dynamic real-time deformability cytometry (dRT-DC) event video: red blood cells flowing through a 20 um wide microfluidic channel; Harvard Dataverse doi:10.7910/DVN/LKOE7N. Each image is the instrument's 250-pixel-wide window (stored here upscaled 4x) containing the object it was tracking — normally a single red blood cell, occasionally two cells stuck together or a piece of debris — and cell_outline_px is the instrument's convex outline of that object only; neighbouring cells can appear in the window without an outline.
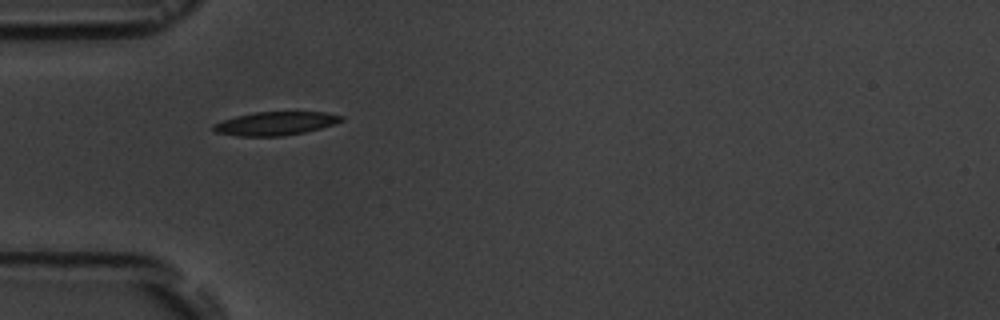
{"species": "common noctule bat (a hibernating species)", "species_latin": "Nyctalus noctula", "temperature_condition": "room temperature", "stored_images_in_passage": 6, "camera_frame_rate_fps": 3000, "um_per_image_px": 0.085, "animal": {"sex": "male", "body_mass_g": 19.5, "forearm_length_mm": 54.6}, "frame": {"image": 1, "passage_image": 5, "time_ms": 5.333, "image_size_px": [1000, 320], "cell_outline_px": [[344, 120], [320, 128], [304, 132], [280, 136], [236, 136], [216, 132], [212, 128], [212, 124], [236, 116], [256, 112], [324, 112], [344, 116]], "centroid_in_image_um": [23.4, 10.49], "position_along_channel_um": 61.6, "area_um2": 17.34}}
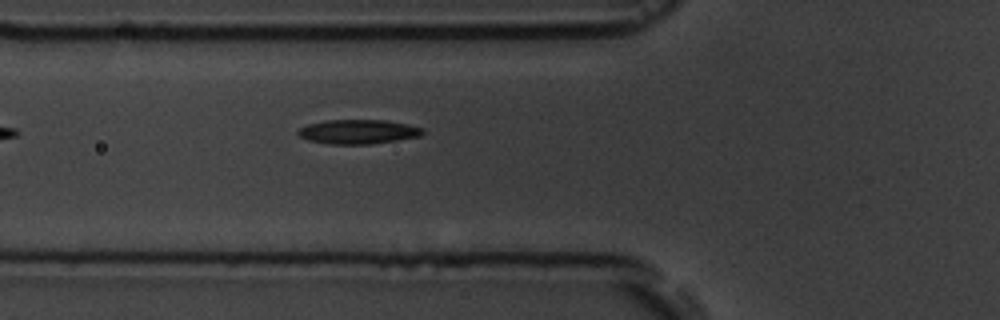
{"frame": {"image": 2, "passage_image": 6, "time_ms": 6.333, "image_size_px": [1000, 320], "cell_outline_px": [[424, 132], [420, 136], [372, 144], [328, 144], [308, 140], [300, 136], [296, 132], [300, 128], [308, 124], [324, 120], [384, 120], [408, 124], [424, 128]], "centroid_in_image_um": [30.44, 11.19], "position_along_channel_um": 95.4, "area_um2": 17.69}}